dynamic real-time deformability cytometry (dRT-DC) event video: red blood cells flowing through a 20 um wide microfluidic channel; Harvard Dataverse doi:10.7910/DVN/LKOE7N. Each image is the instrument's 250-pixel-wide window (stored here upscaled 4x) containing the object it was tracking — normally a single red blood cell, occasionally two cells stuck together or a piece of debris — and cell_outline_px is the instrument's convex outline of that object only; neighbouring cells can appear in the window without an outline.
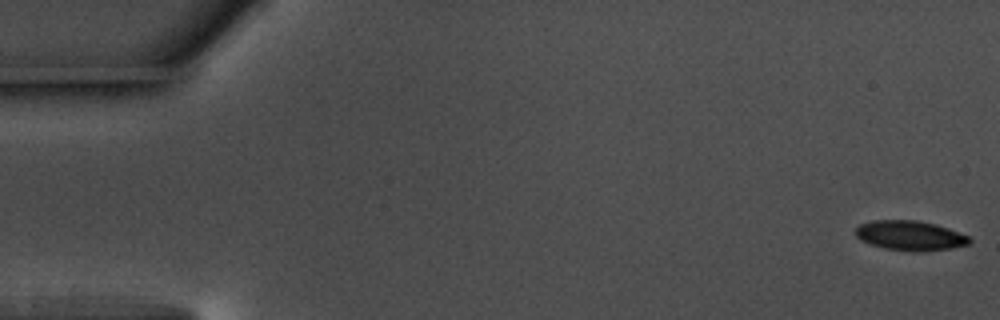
{"species": "common noctule bat (a hibernating species)", "species_latin": "Nyctalus noctula", "temperature_condition": "warm", "stored_images_in_passage": 56, "camera_frame_rate_fps": 3000, "um_per_image_px": 0.085, "animal": {"sex": "male", "body_mass_g": 17.5, "forearm_length_mm": 52.3}, "frame": {"image": 1, "passage_image": 1, "time_ms": 0.0, "image_size_px": [1000, 320], "cell_outline_px": [[972, 240], [968, 244], [952, 248], [924, 252], [884, 248], [860, 240], [856, 236], [856, 228], [860, 224], [872, 220], [916, 220], [936, 224], [948, 228], [968, 236]], "centroid_in_image_um": [77.36, 20.02], "position_along_channel_um": 7.6, "area_um2": 19.65}}
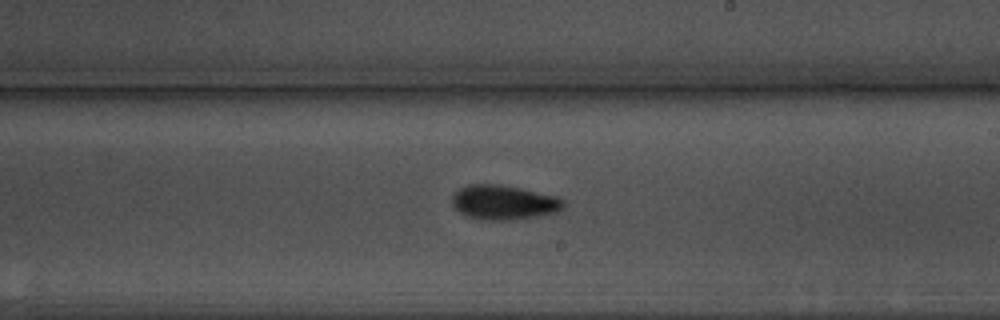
{"frame": {"image": 2, "passage_image": 33, "time_ms": 10.667, "image_size_px": [1000, 320], "cell_outline_px": [[564, 208], [556, 212], [536, 216], [512, 220], [484, 220], [468, 216], [460, 212], [452, 204], [452, 196], [460, 188], [468, 184], [496, 184], [520, 188], [556, 196], [564, 200]], "centroid_in_image_um": [42.82, 17.2], "position_along_channel_um": 246.2, "area_um2": 22.25}}
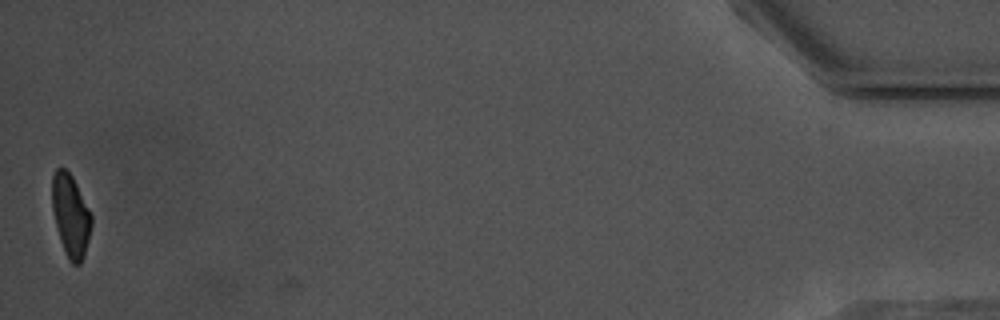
{"frame": {"image": 3, "passage_image": 56, "time_ms": 18.333, "image_size_px": [1000, 320], "cell_outline_px": [[92, 224], [84, 256], [80, 264], [72, 264], [68, 260], [64, 252], [60, 240], [52, 208], [52, 176], [56, 168], [64, 168], [72, 176], [92, 216]], "centroid_in_image_um": [6.0, 18.34], "position_along_channel_um": 429.2, "area_um2": 18.73}, "authors_computed_cell_mechanics": {"area_um2": 20.7213, "velocity_mm_per_s": 3.6444, "shape_relaxation_time_tau1_ms": 3.2933, "shape_relaxation_time_tau2_ms": 10.0097, "deformation_change_tau1": 0.1123, "deformation_change_tau2": 0.1516}}